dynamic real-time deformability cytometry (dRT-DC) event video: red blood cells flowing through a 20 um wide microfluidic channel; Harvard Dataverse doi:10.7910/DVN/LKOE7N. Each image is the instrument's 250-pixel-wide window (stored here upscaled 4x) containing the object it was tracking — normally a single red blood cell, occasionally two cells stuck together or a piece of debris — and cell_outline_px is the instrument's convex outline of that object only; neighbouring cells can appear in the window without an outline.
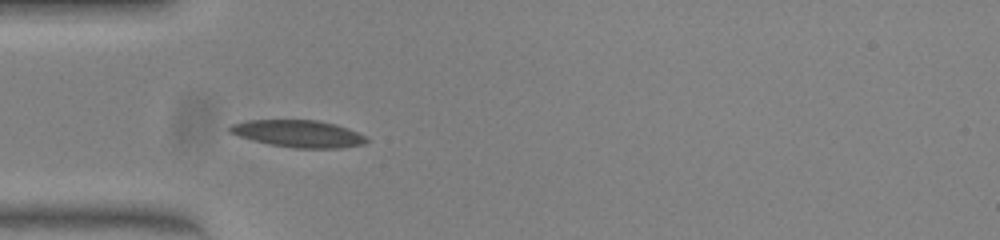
{"species": "common noctule bat (a hibernating species)", "species_latin": "Nyctalus noctula", "temperature_condition": "warm", "stored_images_in_passage": 37, "camera_frame_rate_fps": 3000, "um_per_image_px": 0.085, "animal": {"sex": "female", "body_mass_g": 23.0, "forearm_length_mm": 53.4}, "frame": {"image": 1, "passage_image": 1, "time_ms": 0.0, "image_size_px": [1000, 240], "cell_outline_px": [[368, 140], [364, 144], [340, 148], [296, 148], [272, 144], [240, 136], [228, 132], [228, 128], [232, 124], [248, 120], [316, 120], [336, 124], [348, 128], [364, 136]], "centroid_in_image_um": [25.38, 11.35], "position_along_channel_um": 59.6, "area_um2": 21.27}}
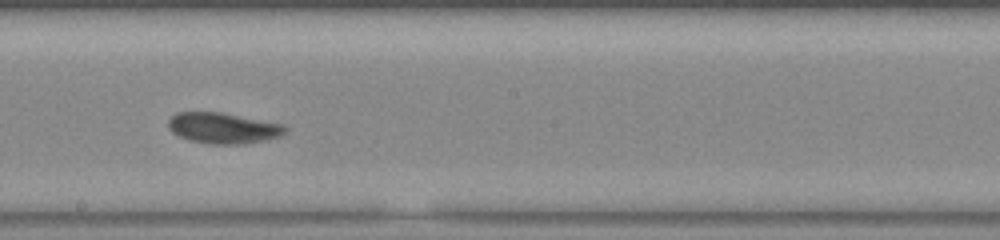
{"frame": {"image": 2, "passage_image": 14, "time_ms": 4.333, "image_size_px": [1000, 240], "cell_outline_px": [[288, 128], [280, 136], [268, 140], [244, 144], [212, 144], [188, 140], [172, 132], [168, 128], [168, 120], [176, 112], [220, 112], [284, 124]], "centroid_in_image_um": [18.97, 10.89], "position_along_channel_um": 229.2, "area_um2": 21.1}}
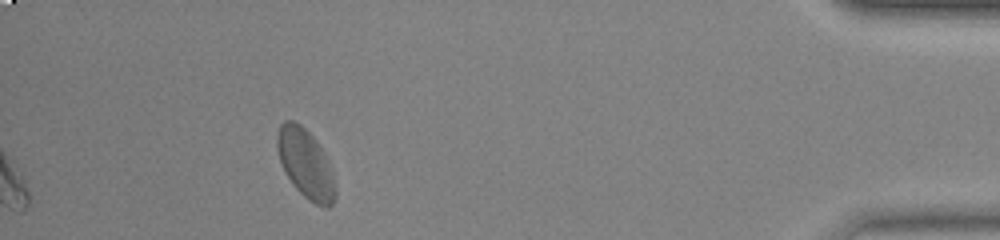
{"frame": {"image": 3, "passage_image": 32, "time_ms": 10.333, "image_size_px": [1000, 240], "cell_outline_px": [[336, 196], [332, 204], [328, 208], [324, 208], [316, 204], [304, 196], [292, 184], [284, 172], [276, 148], [276, 136], [280, 124], [284, 120], [292, 120], [300, 124], [316, 140], [328, 160], [332, 172], [336, 188]], "centroid_in_image_um": [25.97, 13.92], "position_along_channel_um": 409.2, "area_um2": 23.47}, "authors_computed_cell_mechanics": {"area_um2": 21.2126, "velocity_mm_per_s": 3.9782, "shape_relaxation_time_tau1_ms": 6.2792, "shape_relaxation_time_tau2_ms": 1.6684, "deformation_change_tau1": 0.1259, "deformation_change_tau2": 0.0541}}